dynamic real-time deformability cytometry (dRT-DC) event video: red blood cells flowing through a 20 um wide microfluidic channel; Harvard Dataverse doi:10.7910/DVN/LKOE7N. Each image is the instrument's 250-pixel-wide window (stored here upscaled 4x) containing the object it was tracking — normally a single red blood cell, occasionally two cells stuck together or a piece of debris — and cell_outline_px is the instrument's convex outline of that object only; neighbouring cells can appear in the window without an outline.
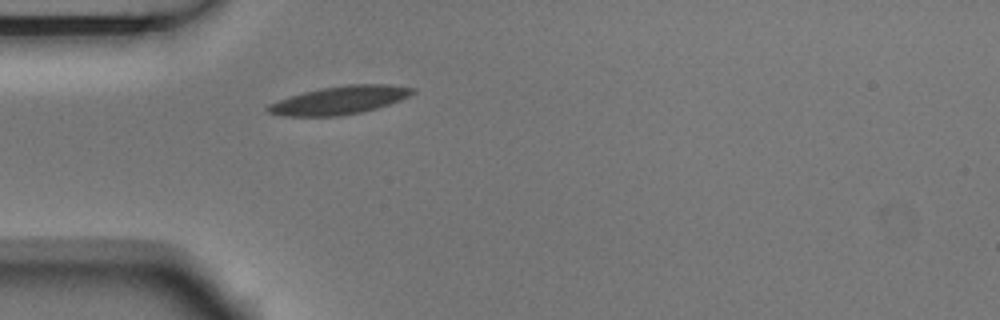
{"species": "Egyptian fruit bat (a non-hibernating species)", "species_latin": "Rousettus aegyptiacus", "temperature_condition": "room temperature", "stored_images_in_passage": 1, "camera_frame_rate_fps": 3000, "um_per_image_px": 0.085, "animal": {"sex": "male"}, "frame": {"image": 1, "passage_image": 1, "time_ms": 0.0, "image_size_px": [1000, 320], "cell_outline_px": [[416, 92], [400, 100], [376, 108], [360, 112], [336, 116], [284, 116], [268, 112], [264, 108], [268, 104], [304, 92], [320, 88], [348, 84], [388, 84], [416, 88]], "centroid_in_image_um": [28.88, 8.51], "position_along_channel_um": 56.1, "area_um2": 23.52}}